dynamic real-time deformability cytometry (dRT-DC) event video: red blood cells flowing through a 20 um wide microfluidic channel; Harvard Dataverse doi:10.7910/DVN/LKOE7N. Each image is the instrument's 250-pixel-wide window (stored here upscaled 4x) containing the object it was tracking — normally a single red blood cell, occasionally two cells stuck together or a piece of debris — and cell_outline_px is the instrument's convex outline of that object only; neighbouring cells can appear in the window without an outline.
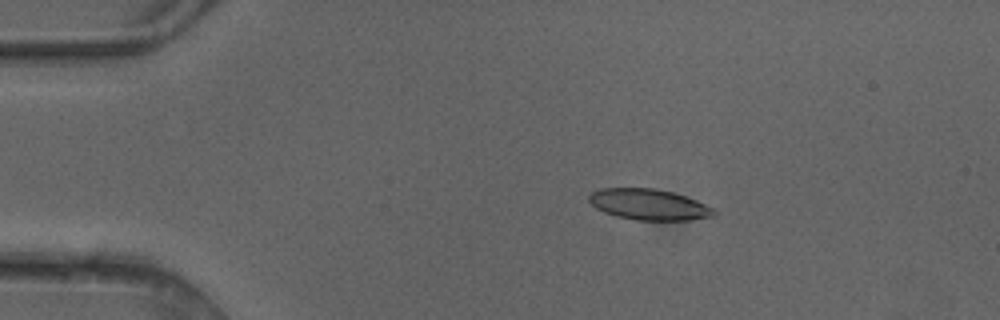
{"species": "common noctule bat (a hibernating species)", "species_latin": "Nyctalus noctula", "temperature_condition": "cold", "stored_images_in_passage": 5, "camera_frame_rate_fps": 3000, "um_per_image_px": 0.085, "animal": {"sex": "female"}, "frame": {"image": 1, "passage_image": 2, "time_ms": 0.333, "image_size_px": [1000, 320], "cell_outline_px": [[716, 216], [688, 220], [636, 220], [616, 216], [604, 212], [596, 208], [588, 200], [588, 196], [592, 192], [600, 188], [656, 188], [672, 192], [696, 200], [716, 208]], "centroid_in_image_um": [55.17, 17.38], "position_along_channel_um": 29.8, "area_um2": 22.66}}
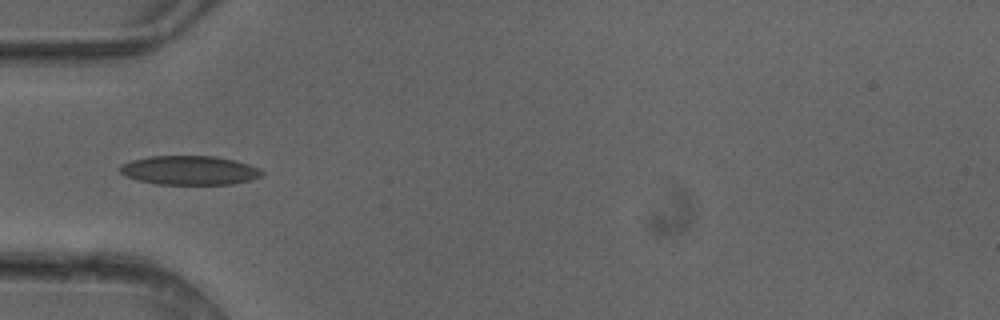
{"frame": {"image": 2, "passage_image": 4, "time_ms": 1.0, "image_size_px": [1000, 320], "cell_outline_px": [[264, 176], [252, 180], [232, 184], [156, 184], [136, 180], [120, 172], [116, 168], [120, 164], [132, 160], [148, 156], [216, 156], [248, 164], [260, 168], [264, 172]], "centroid_in_image_um": [16.11, 14.48], "position_along_channel_um": 68.9, "area_um2": 24.28}}
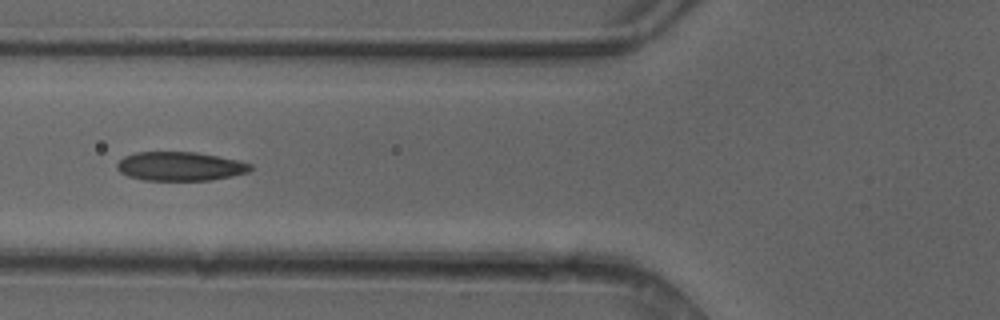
{"frame": {"image": 3, "passage_image": 5, "time_ms": 1.333, "image_size_px": [1000, 320], "cell_outline_px": [[252, 168], [248, 172], [232, 176], [212, 180], [144, 180], [128, 176], [120, 172], [116, 168], [116, 164], [124, 156], [136, 152], [196, 152], [240, 160], [252, 164]], "centroid_in_image_um": [15.32, 14.13], "position_along_channel_um": 110.5, "area_um2": 22.6}}